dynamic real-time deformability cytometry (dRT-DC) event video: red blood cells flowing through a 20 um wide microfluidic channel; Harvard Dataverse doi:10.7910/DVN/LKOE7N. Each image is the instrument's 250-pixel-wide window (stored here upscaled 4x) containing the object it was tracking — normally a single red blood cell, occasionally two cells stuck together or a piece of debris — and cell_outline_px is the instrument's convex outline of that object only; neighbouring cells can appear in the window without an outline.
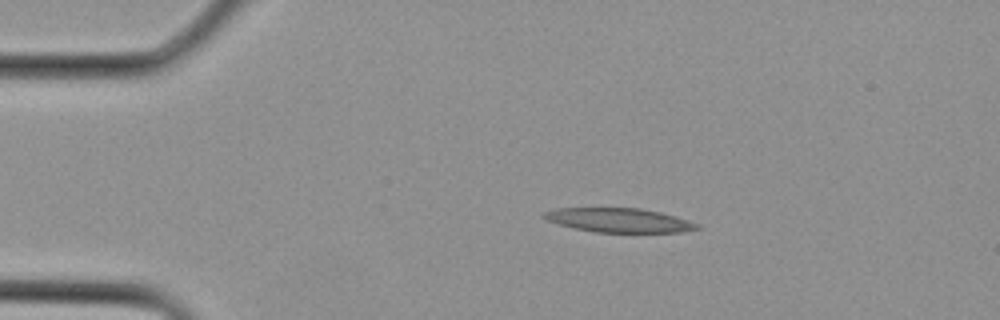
{"species": "Egyptian fruit bat (a non-hibernating species)", "species_latin": "Rousettus aegyptiacus", "temperature_condition": "cold", "stored_images_in_passage": 10, "camera_frame_rate_fps": 3000, "um_per_image_px": 0.085, "animal": {"sex": "female"}, "frame": {"image": 1, "passage_image": 3, "time_ms": 0.667, "image_size_px": [1000, 320], "cell_outline_px": [[700, 228], [680, 232], [596, 232], [572, 228], [548, 220], [540, 216], [540, 212], [556, 208], [640, 208], [660, 212], [676, 216], [700, 224]], "centroid_in_image_um": [52.58, 18.71], "position_along_channel_um": 32.4, "area_um2": 21.62}}
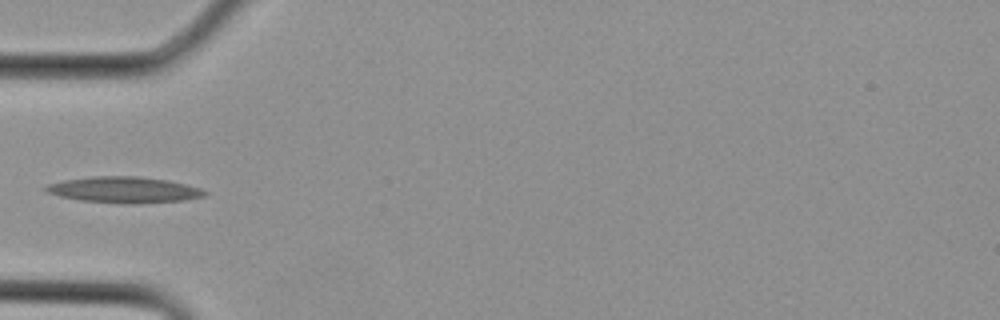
{"frame": {"image": 2, "passage_image": 7, "time_ms": 2.0, "image_size_px": [1000, 320], "cell_outline_px": [[208, 192], [204, 196], [188, 200], [140, 204], [128, 204], [80, 200], [60, 196], [48, 192], [44, 188], [48, 184], [64, 180], [92, 176], [136, 176], [168, 180], [200, 188]], "centroid_in_image_um": [10.59, 16.14], "position_along_channel_um": 74.4, "area_um2": 24.16}}
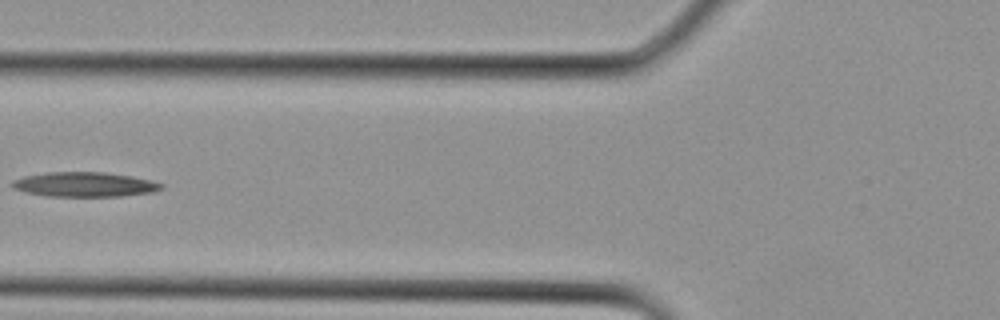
{"frame": {"image": 3, "passage_image": 9, "time_ms": 2.667, "image_size_px": [1000, 320], "cell_outline_px": [[164, 188], [152, 192], [120, 196], [44, 196], [24, 192], [12, 188], [12, 180], [24, 176], [44, 172], [104, 172], [132, 176], [152, 180], [164, 184]], "centroid_in_image_um": [7.17, 15.67], "position_along_channel_um": 118.6, "area_um2": 21.62}}